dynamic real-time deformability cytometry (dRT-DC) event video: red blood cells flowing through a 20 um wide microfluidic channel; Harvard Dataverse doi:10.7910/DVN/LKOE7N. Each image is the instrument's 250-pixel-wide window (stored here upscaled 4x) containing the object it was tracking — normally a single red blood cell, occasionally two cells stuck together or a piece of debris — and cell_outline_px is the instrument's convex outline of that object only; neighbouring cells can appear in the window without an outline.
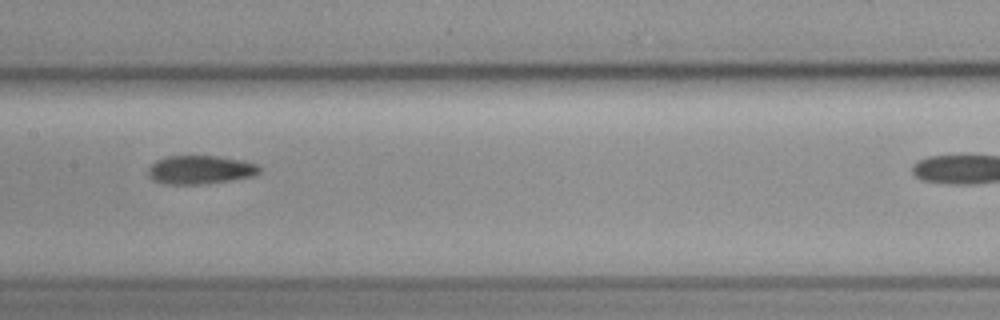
{"species": "common noctule bat (a hibernating species)", "species_latin": "Nyctalus noctula", "temperature_condition": "cold", "stored_images_in_passage": 5, "camera_frame_rate_fps": 3000, "um_per_image_px": 0.085, "animal": {"sex": "female", "body_mass_g": 19.3, "forearm_length_mm": 54.1}, "frame": {"image": 1, "passage_image": 4, "time_ms": 3.667, "image_size_px": [1000, 320], "cell_outline_px": [[260, 172], [256, 176], [204, 184], [164, 184], [152, 180], [148, 176], [148, 168], [156, 160], [164, 156], [216, 156], [244, 160], [256, 164], [260, 168]], "centroid_in_image_um": [17.01, 14.43], "position_along_channel_um": 190.4, "area_um2": 18.73}}